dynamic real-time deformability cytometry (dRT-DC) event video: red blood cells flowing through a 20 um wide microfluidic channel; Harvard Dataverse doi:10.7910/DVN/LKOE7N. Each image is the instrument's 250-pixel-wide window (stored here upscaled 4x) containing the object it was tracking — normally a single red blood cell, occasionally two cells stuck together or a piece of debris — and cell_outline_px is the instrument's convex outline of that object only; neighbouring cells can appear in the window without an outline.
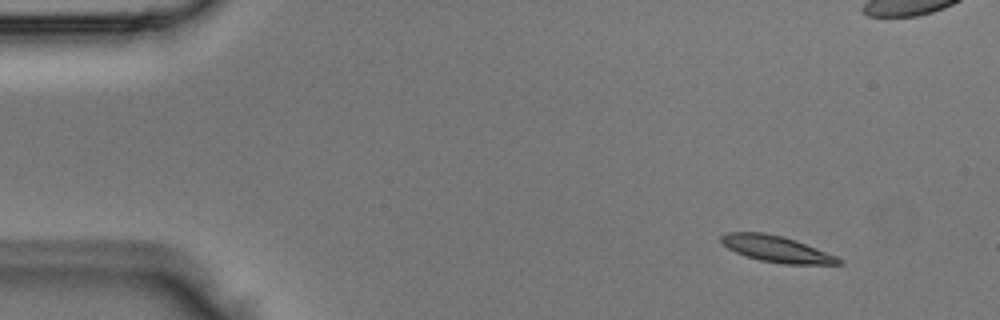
{"species": "Egyptian fruit bat (a non-hibernating species)", "species_latin": "Rousettus aegyptiacus", "temperature_condition": "room temperature", "stored_images_in_passage": 4, "camera_frame_rate_fps": 3000, "um_per_image_px": 0.085, "animal": {"sex": "male"}, "frame": {"image": 1, "passage_image": 1, "time_ms": 0.0, "image_size_px": [1000, 320], "cell_outline_px": [[844, 264], [784, 264], [760, 260], [736, 252], [728, 248], [720, 240], [720, 236], [728, 232], [764, 232], [784, 236], [836, 256], [844, 260]], "centroid_in_image_um": [66.01, 21.16], "position_along_channel_um": 19.0, "area_um2": 17.8}}